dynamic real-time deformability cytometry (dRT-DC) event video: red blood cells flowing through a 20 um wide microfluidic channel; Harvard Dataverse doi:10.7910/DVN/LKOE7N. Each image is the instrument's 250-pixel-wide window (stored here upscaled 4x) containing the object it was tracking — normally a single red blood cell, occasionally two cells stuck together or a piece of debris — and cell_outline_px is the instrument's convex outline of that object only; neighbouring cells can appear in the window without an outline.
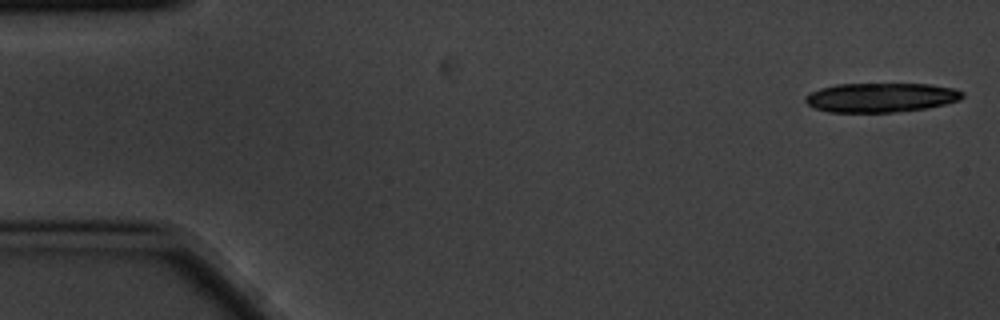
{"species": "common noctule bat (a hibernating species)", "species_latin": "Nyctalus noctula", "temperature_condition": "cold", "stored_images_in_passage": 5, "camera_frame_rate_fps": 3000, "um_per_image_px": 0.085, "animal": {"sex": "male", "body_mass_g": 20.1, "forearm_length_mm": 53.5}, "frame": {"image": 1, "passage_image": 1, "time_ms": 0.0, "image_size_px": [1000, 320], "cell_outline_px": [[964, 96], [960, 100], [928, 108], [892, 112], [828, 112], [816, 108], [808, 104], [804, 100], [804, 96], [820, 88], [836, 84], [932, 84], [956, 88], [964, 92]], "centroid_in_image_um": [74.91, 8.28], "position_along_channel_um": 10.1, "area_um2": 26.93}}